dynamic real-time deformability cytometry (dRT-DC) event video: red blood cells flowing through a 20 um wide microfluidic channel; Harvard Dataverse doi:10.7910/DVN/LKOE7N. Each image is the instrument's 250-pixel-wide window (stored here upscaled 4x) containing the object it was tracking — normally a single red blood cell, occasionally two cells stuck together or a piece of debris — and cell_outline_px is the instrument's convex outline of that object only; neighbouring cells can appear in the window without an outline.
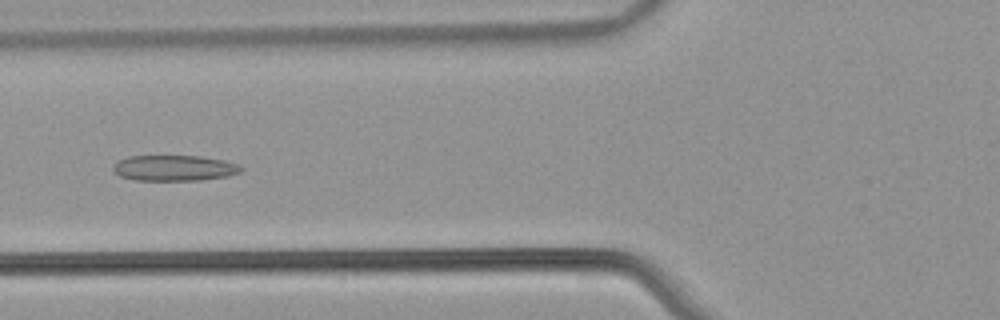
{"species": "common noctule bat (a hibernating species)", "species_latin": "Nyctalus noctula", "temperature_condition": "warm", "stored_images_in_passage": 44, "camera_frame_rate_fps": 3000, "um_per_image_px": 0.085, "animal": {"sex": "male", "body_mass_g": 21.5, "forearm_length_mm": 52.0}, "frame": {"image": 1, "passage_image": 11, "time_ms": 3.333, "image_size_px": [1000, 320], "cell_outline_px": [[244, 168], [240, 172], [228, 176], [200, 180], [136, 180], [120, 176], [112, 168], [112, 164], [116, 160], [128, 156], [200, 156], [224, 160], [240, 164]], "centroid_in_image_um": [14.81, 14.27], "position_along_channel_um": 111.0, "area_um2": 19.31}}
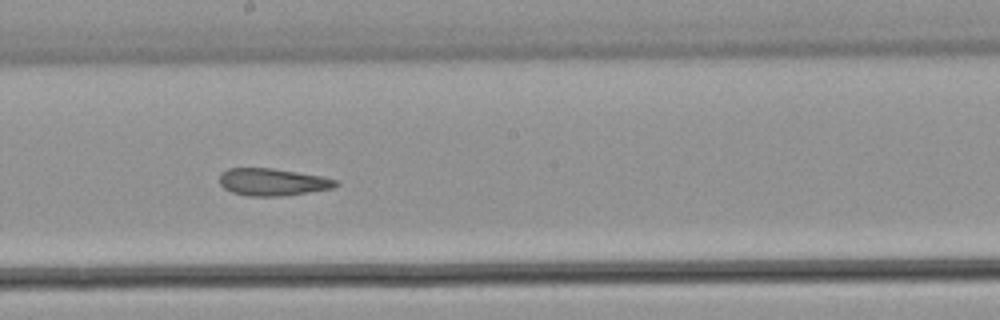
{"frame": {"image": 2, "passage_image": 20, "time_ms": 6.333, "image_size_px": [1000, 320], "cell_outline_px": [[340, 184], [332, 188], [308, 192], [280, 196], [248, 196], [232, 192], [224, 188], [220, 184], [220, 172], [228, 168], [272, 168], [320, 176], [336, 180]], "centroid_in_image_um": [23.13, 15.47], "position_along_channel_um": 225.1, "area_um2": 18.32}}
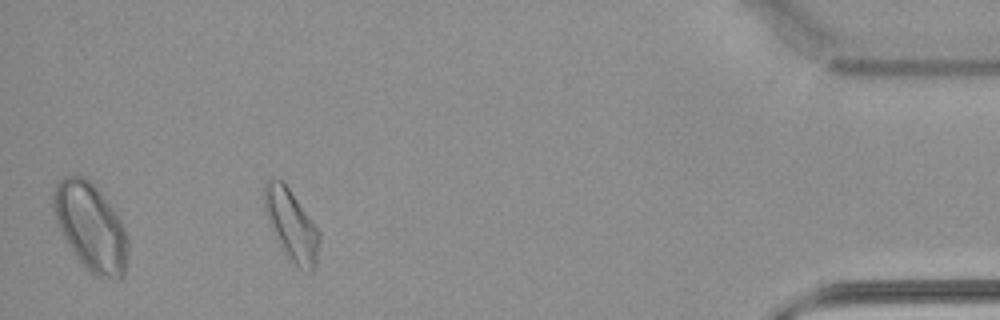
{"frame": {"image": 3, "passage_image": 39, "time_ms": 12.667, "image_size_px": [1000, 320], "cell_outline_px": [[320, 240], [316, 268], [312, 272], [308, 272], [300, 268], [288, 260], [268, 220], [264, 208], [264, 184], [268, 180], [280, 180], [288, 188], [320, 232]], "centroid_in_image_um": [24.8, 19.2], "position_along_channel_um": 410.4, "area_um2": 22.31}, "authors_computed_cell_mechanics": {"area_um2": 20.0277, "velocity_mm_per_s": 3.8018, "shape_relaxation_time_tau1_ms": null, "shape_relaxation_time_tau2_ms": 4.1739, "deformation_change_tau1": null, "deformation_change_tau2": 0.1173}}